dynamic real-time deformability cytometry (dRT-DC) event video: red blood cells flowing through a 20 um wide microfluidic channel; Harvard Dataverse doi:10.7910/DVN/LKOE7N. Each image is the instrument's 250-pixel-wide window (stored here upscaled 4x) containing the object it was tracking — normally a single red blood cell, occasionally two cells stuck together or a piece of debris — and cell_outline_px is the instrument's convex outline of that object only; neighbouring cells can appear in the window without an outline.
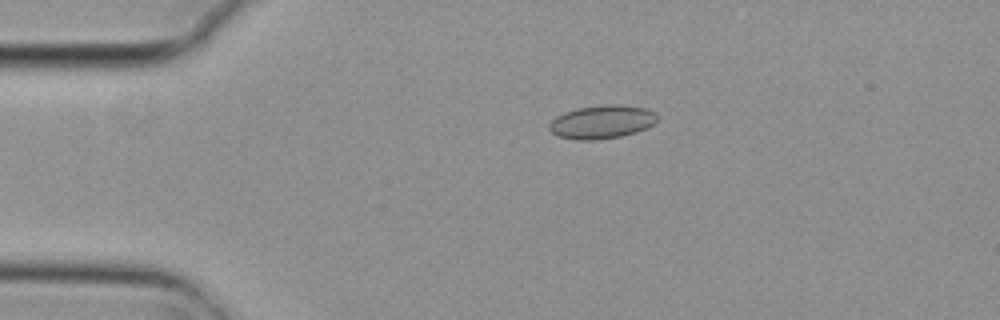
{"species": "common noctule bat (a hibernating species)", "species_latin": "Nyctalus noctula", "temperature_condition": "cold", "stored_images_in_passage": 6, "camera_frame_rate_fps": 3000, "um_per_image_px": 0.085, "animal": {"sex": "female", "body_mass_g": 29.2, "forearm_length_mm": 56.3}, "frame": {"image": 1, "passage_image": 4, "time_ms": 1.0, "image_size_px": [1000, 320], "cell_outline_px": [[656, 120], [652, 124], [636, 132], [620, 136], [596, 140], [576, 140], [560, 136], [552, 132], [548, 128], [548, 124], [556, 116], [564, 112], [576, 108], [604, 104], [620, 104], [644, 108], [656, 112]], "centroid_in_image_um": [51.12, 10.35], "position_along_channel_um": 33.9, "area_um2": 20.98}}
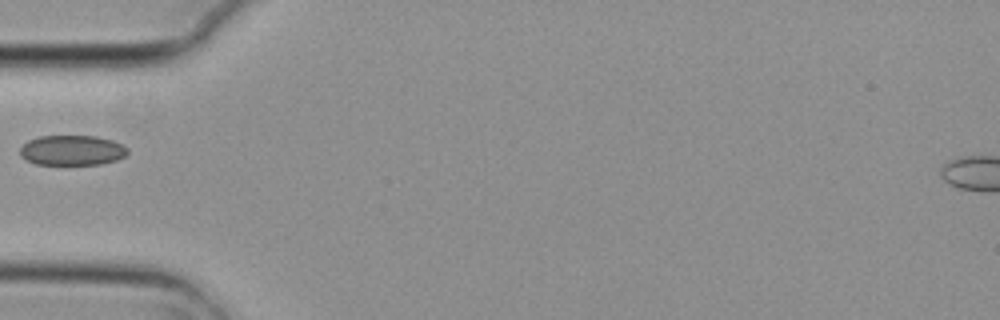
{"frame": {"image": 2, "passage_image": 6, "time_ms": 1.667, "image_size_px": [1000, 320], "cell_outline_px": [[128, 152], [124, 156], [116, 160], [100, 164], [36, 164], [20, 156], [20, 148], [28, 140], [40, 136], [96, 136], [112, 140], [124, 144], [128, 148]], "centroid_in_image_um": [6.14, 12.76], "position_along_channel_um": 78.9, "area_um2": 18.84}}